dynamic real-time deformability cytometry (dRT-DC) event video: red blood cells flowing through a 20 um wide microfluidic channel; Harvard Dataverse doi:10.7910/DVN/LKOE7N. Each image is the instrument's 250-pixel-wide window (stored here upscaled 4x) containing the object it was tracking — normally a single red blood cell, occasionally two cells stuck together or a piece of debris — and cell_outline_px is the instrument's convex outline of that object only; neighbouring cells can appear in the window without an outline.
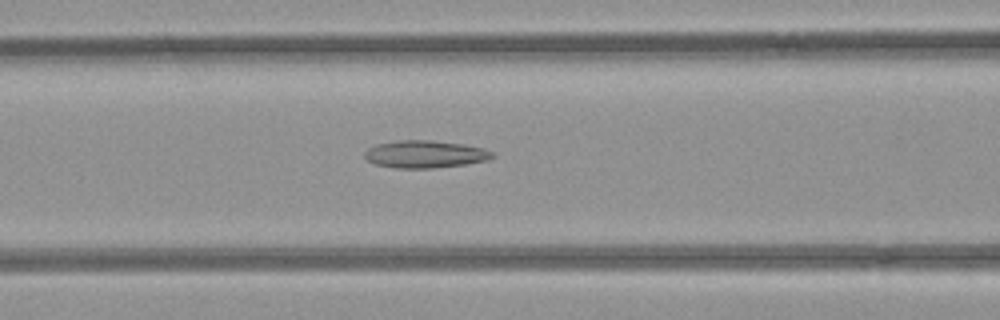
{"species": "common noctule bat (a hibernating species)", "species_latin": "Nyctalus noctula", "temperature_condition": "room temperature", "stored_images_in_passage": 45, "camera_frame_rate_fps": 3000, "um_per_image_px": 0.085, "animal": {"sex": "female", "body_mass_g": 21.9}, "frame": {"image": 1, "passage_image": 14, "time_ms": 4.333, "image_size_px": [1000, 320], "cell_outline_px": [[496, 156], [488, 160], [464, 164], [432, 168], [392, 168], [376, 164], [368, 160], [364, 156], [364, 152], [368, 148], [376, 144], [400, 140], [432, 140], [464, 144], [484, 148], [492, 152]], "centroid_in_image_um": [36.13, 13.1], "position_along_channel_um": 130.5, "area_um2": 20.46}}
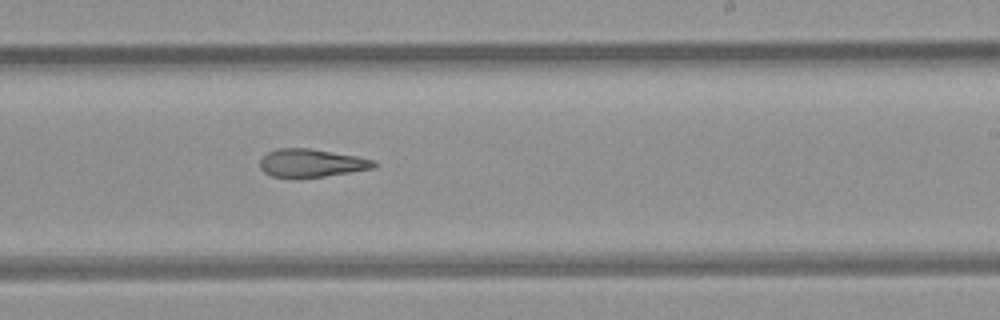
{"frame": {"image": 2, "passage_image": 24, "time_ms": 7.667, "image_size_px": [1000, 320], "cell_outline_px": [[376, 168], [324, 176], [292, 180], [272, 176], [264, 172], [260, 168], [260, 160], [268, 152], [276, 148], [308, 148], [356, 156], [376, 160]], "centroid_in_image_um": [26.44, 13.88], "position_along_channel_um": 262.6, "area_um2": 19.02}}
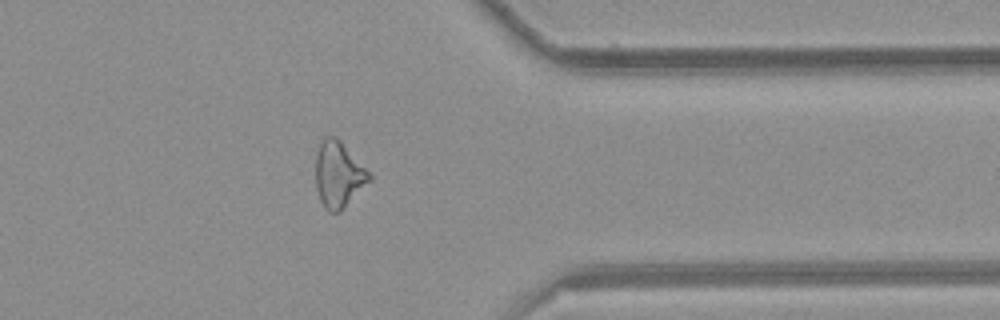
{"frame": {"image": 3, "passage_image": 34, "time_ms": 11.0, "image_size_px": [1000, 320], "cell_outline_px": [[372, 180], [340, 212], [328, 212], [324, 208], [320, 200], [316, 188], [316, 152], [324, 136], [336, 136], [340, 140], [372, 176]], "centroid_in_image_um": [28.76, 14.86], "position_along_channel_um": 382.6, "area_um2": 20.63}, "authors_computed_cell_mechanics": {"area_um2": 20.4612, "velocity_mm_per_s": 3.9631, "shape_relaxation_time_tau1_ms": null, "shape_relaxation_time_tau2_ms": 4.998, "deformation_change_tau1": null, "deformation_change_tau2": 0.167}}